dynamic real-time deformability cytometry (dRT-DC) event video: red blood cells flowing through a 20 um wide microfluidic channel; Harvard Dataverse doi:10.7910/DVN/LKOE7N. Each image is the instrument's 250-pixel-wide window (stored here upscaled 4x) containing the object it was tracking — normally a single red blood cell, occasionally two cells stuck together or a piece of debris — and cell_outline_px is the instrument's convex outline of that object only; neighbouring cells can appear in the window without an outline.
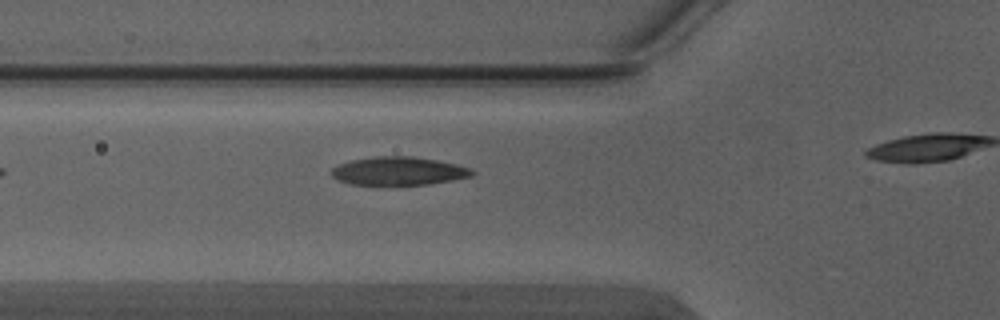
{"species": "Egyptian fruit bat (a non-hibernating species)", "species_latin": "Rousettus aegyptiacus", "temperature_condition": "warm", "stored_images_in_passage": 3, "camera_frame_rate_fps": 3000, "um_per_image_px": 0.085, "animal": {"sex": "male"}, "frame": {"image": 1, "passage_image": 2, "time_ms": 0.333, "image_size_px": [1000, 320], "cell_outline_px": [[476, 172], [472, 176], [452, 180], [428, 184], [380, 188], [348, 184], [336, 180], [332, 176], [332, 168], [340, 164], [352, 160], [376, 156], [412, 156], [436, 160], [456, 164], [472, 168]], "centroid_in_image_um": [33.84, 14.59], "position_along_channel_um": 92.0, "area_um2": 24.22}}